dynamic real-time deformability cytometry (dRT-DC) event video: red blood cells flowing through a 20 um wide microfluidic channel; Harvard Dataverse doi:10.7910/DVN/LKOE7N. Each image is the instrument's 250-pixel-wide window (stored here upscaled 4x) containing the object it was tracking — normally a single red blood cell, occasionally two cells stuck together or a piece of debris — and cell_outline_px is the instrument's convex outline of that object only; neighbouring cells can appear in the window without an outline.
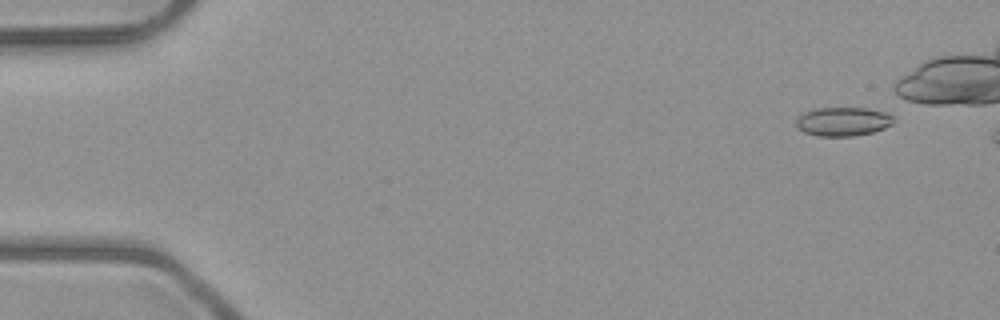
{"species": "common noctule bat (a hibernating species)", "species_latin": "Nyctalus noctula", "temperature_condition": "room temperature", "stored_images_in_passage": 6, "camera_frame_rate_fps": 3000, "um_per_image_px": 0.085, "animal": {"sex": "male", "body_mass_g": 23.1, "forearm_length_mm": 52.7}, "frame": {"image": 1, "passage_image": 2, "time_ms": 1.0, "image_size_px": [1000, 320], "cell_outline_px": [[892, 124], [884, 128], [872, 132], [852, 136], [816, 136], [804, 132], [796, 128], [796, 116], [804, 112], [816, 108], [868, 108], [888, 112], [892, 116]], "centroid_in_image_um": [71.61, 10.32], "position_along_channel_um": 13.4, "area_um2": 16.53}}